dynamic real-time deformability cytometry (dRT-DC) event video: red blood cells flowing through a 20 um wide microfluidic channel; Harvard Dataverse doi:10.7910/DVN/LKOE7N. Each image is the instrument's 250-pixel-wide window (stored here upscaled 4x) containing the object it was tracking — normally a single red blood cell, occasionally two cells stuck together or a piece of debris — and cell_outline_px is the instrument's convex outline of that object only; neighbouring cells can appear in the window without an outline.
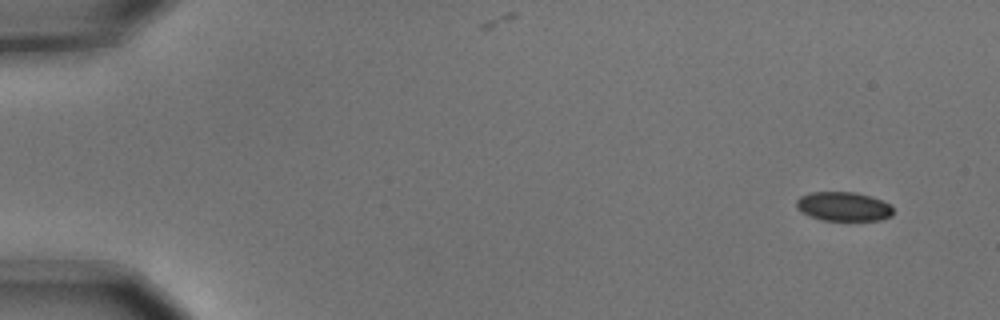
{"species": "common noctule bat (a hibernating species)", "species_latin": "Nyctalus noctula", "temperature_condition": "cold", "stored_images_in_passage": 7, "camera_frame_rate_fps": 3000, "um_per_image_px": 0.085, "animal": {"sex": "male", "body_mass_g": 15.6}, "frame": {"image": 1, "passage_image": 1, "time_ms": 0.0, "image_size_px": [1000, 320], "cell_outline_px": [[892, 216], [880, 220], [820, 220], [808, 216], [800, 212], [796, 208], [796, 200], [800, 196], [808, 192], [856, 192], [872, 196], [888, 204], [892, 208]], "centroid_in_image_um": [71.64, 17.55], "position_along_channel_um": 13.4, "area_um2": 16.59}}
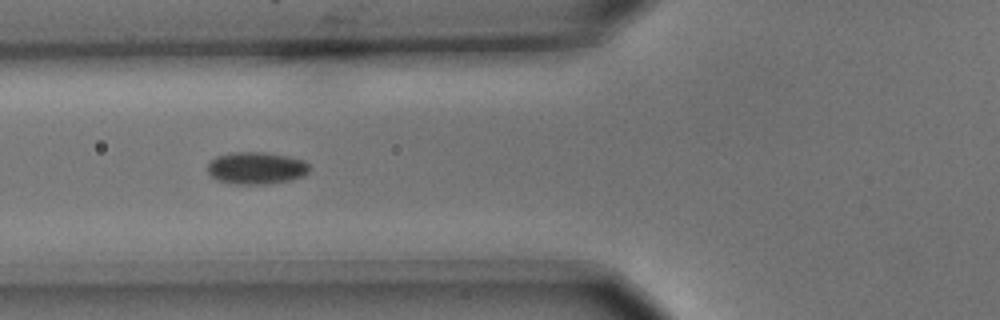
{"frame": {"image": 2, "passage_image": 6, "time_ms": 1.667, "image_size_px": [1000, 320], "cell_outline_px": [[308, 172], [304, 176], [288, 180], [268, 184], [236, 184], [216, 180], [208, 172], [208, 164], [216, 156], [232, 152], [264, 152], [288, 156], [304, 160], [308, 164]], "centroid_in_image_um": [21.78, 14.28], "position_along_channel_um": 104.0, "area_um2": 19.07}}
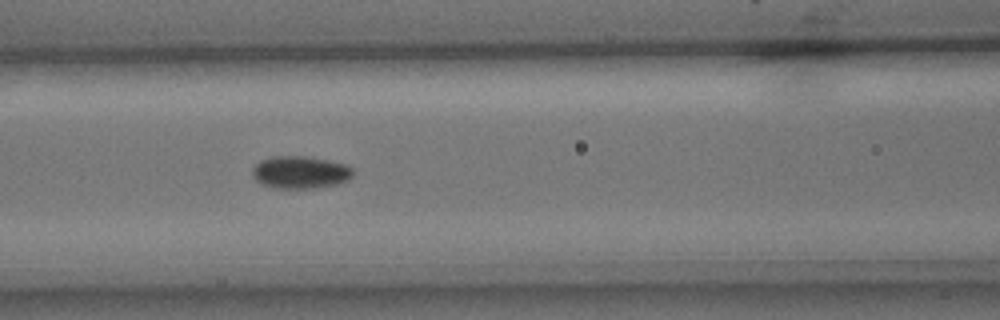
{"frame": {"image": 3, "passage_image": 7, "time_ms": 2.0, "image_size_px": [1000, 320], "cell_outline_px": [[352, 176], [348, 180], [336, 184], [312, 188], [276, 188], [260, 184], [256, 180], [252, 172], [252, 168], [260, 160], [272, 156], [308, 156], [348, 164], [352, 168]], "centroid_in_image_um": [25.52, 14.63], "position_along_channel_um": 141.1, "area_um2": 19.13}}